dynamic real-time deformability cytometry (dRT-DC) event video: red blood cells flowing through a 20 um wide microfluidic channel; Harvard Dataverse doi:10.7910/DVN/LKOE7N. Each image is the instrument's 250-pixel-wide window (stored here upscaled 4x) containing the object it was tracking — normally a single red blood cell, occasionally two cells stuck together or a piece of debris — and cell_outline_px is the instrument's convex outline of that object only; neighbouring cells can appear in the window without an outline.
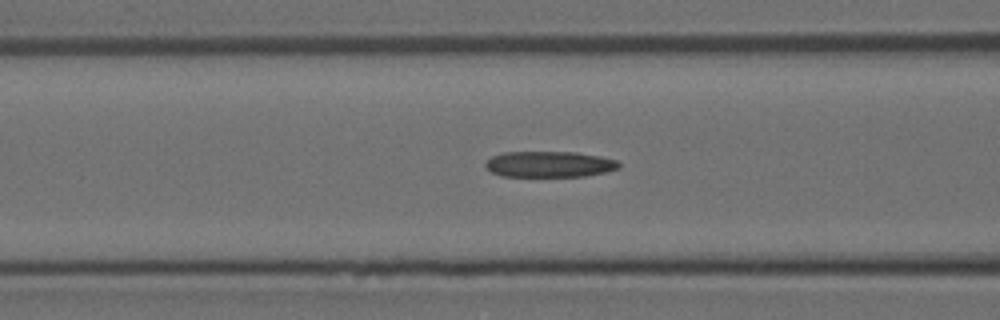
{"species": "Egyptian fruit bat (a non-hibernating species)", "species_latin": "Rousettus aegyptiacus", "temperature_condition": "room temperature", "stored_images_in_passage": 30, "camera_frame_rate_fps": 3000, "um_per_image_px": 0.085, "animal": {"sex": "female"}, "frame": {"image": 1, "passage_image": 11, "time_ms": 3.333, "image_size_px": [1000, 320], "cell_outline_px": [[620, 168], [604, 172], [584, 176], [500, 176], [484, 168], [484, 164], [492, 156], [504, 152], [576, 152], [600, 156], [616, 160], [620, 164]], "centroid_in_image_um": [46.67, 13.96], "position_along_channel_um": 119.9, "area_um2": 20.17}}
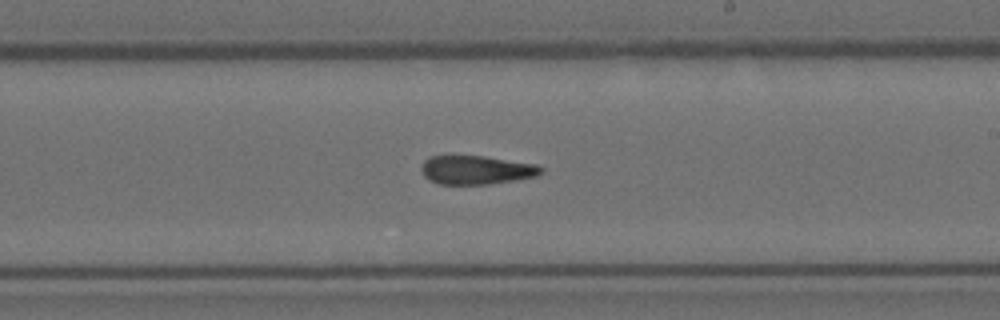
{"frame": {"image": 2, "passage_image": 20, "time_ms": 6.333, "image_size_px": [1000, 320], "cell_outline_px": [[544, 172], [536, 176], [516, 180], [488, 184], [440, 184], [428, 180], [424, 176], [420, 168], [420, 164], [428, 156], [484, 156], [536, 164], [544, 168]], "centroid_in_image_um": [40.47, 14.44], "position_along_channel_um": 248.5, "area_um2": 20.23}}
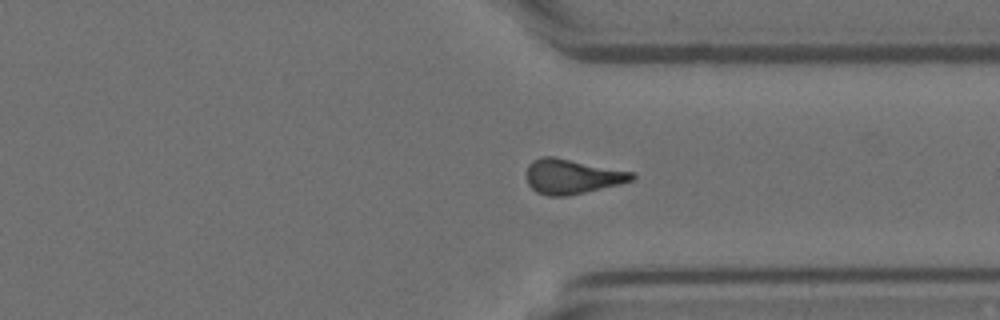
{"frame": {"image": 3, "passage_image": 28, "time_ms": 9.0, "image_size_px": [1000, 320], "cell_outline_px": [[636, 176], [632, 180], [620, 184], [568, 196], [548, 196], [536, 192], [528, 184], [528, 164], [532, 160], [540, 156], [556, 156], [636, 172]], "centroid_in_image_um": [48.65, 14.98], "position_along_channel_um": 362.7, "area_um2": 21.68}}